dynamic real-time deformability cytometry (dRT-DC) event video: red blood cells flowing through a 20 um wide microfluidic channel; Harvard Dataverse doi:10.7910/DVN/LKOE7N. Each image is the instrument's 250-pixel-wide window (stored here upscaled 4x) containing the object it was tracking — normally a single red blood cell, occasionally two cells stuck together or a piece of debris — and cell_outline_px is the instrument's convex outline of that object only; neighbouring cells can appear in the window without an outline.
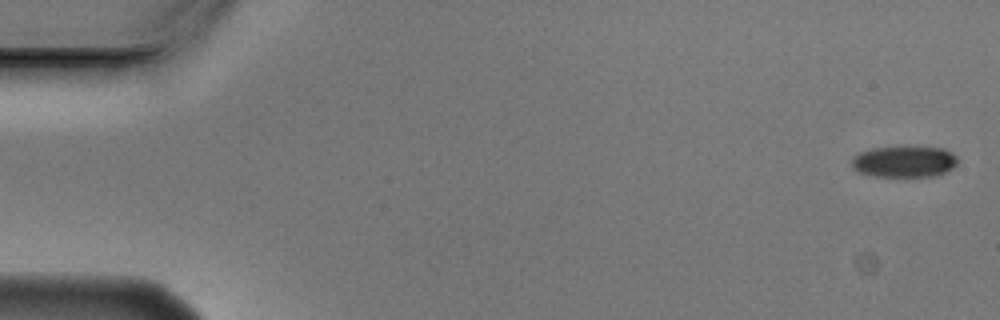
{"species": "Egyptian fruit bat (a non-hibernating species)", "species_latin": "Rousettus aegyptiacus", "temperature_condition": "cold", "stored_images_in_passage": 5, "camera_frame_rate_fps": 3000, "um_per_image_px": 0.085, "animal": {"sex": "male"}, "frame": {"image": 1, "passage_image": 1, "time_ms": 0.0, "image_size_px": [1000, 320], "cell_outline_px": [[956, 164], [948, 172], [936, 176], [872, 176], [860, 172], [852, 168], [852, 160], [860, 152], [872, 148], [944, 148], [952, 152], [956, 156]], "centroid_in_image_um": [76.88, 13.76], "position_along_channel_um": 8.1, "area_um2": 18.96}}